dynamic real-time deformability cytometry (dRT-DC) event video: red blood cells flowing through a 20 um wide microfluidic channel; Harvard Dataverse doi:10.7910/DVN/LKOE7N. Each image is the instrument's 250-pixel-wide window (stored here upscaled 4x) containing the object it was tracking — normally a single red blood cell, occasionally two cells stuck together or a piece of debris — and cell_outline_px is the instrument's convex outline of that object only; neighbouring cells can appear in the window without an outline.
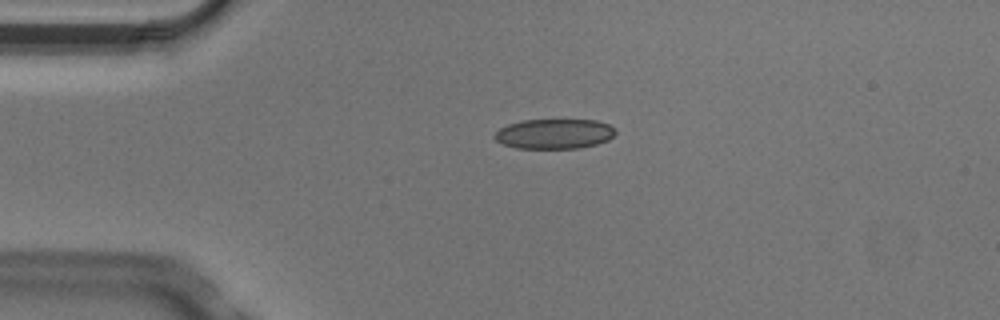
{"species": "Egyptian fruit bat (a non-hibernating species)", "species_latin": "Rousettus aegyptiacus", "temperature_condition": "cold", "stored_images_in_passage": 3, "camera_frame_rate_fps": 3000, "um_per_image_px": 0.085, "animal": {"sex": "male"}, "frame": {"image": 1, "passage_image": 3, "time_ms": 0.667, "image_size_px": [1000, 320], "cell_outline_px": [[616, 132], [608, 140], [596, 144], [580, 148], [516, 148], [504, 144], [496, 140], [492, 136], [500, 128], [508, 124], [524, 120], [596, 120], [608, 124], [616, 128]], "centroid_in_image_um": [47.12, 11.37], "position_along_channel_um": 37.9, "area_um2": 21.04}}